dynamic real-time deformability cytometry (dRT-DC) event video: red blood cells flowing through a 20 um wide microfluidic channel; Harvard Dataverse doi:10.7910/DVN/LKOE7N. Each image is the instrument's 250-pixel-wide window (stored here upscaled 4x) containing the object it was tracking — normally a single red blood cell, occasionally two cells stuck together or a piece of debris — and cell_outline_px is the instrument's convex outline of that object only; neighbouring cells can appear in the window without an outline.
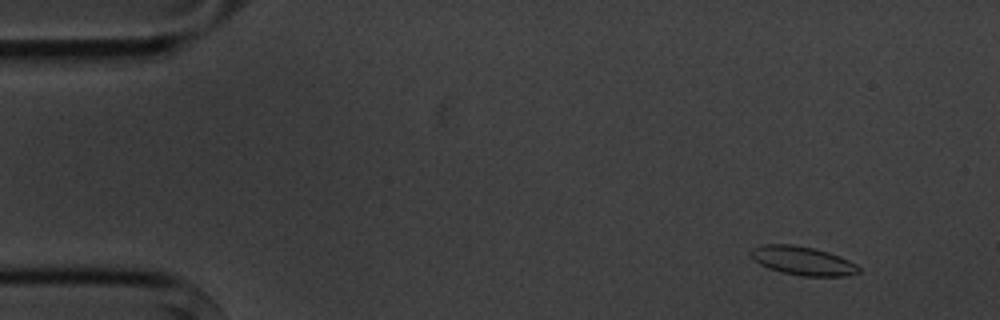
{"species": "common noctule bat (a hibernating species)", "species_latin": "Nyctalus noctula", "temperature_condition": "cold", "stored_images_in_passage": 4, "camera_frame_rate_fps": 3000, "um_per_image_px": 0.085, "animal": {"sex": "male", "body_mass_g": 20.1, "forearm_length_mm": 53.5}, "frame": {"image": 1, "passage_image": 1, "time_ms": 0.0, "image_size_px": [1000, 320], "cell_outline_px": [[860, 272], [844, 276], [804, 276], [784, 272], [768, 268], [752, 260], [748, 252], [752, 248], [764, 244], [792, 244], [812, 248], [828, 252], [840, 256], [856, 264], [860, 268]], "centroid_in_image_um": [68.19, 22.15], "position_along_channel_um": 16.8, "area_um2": 18.03}}
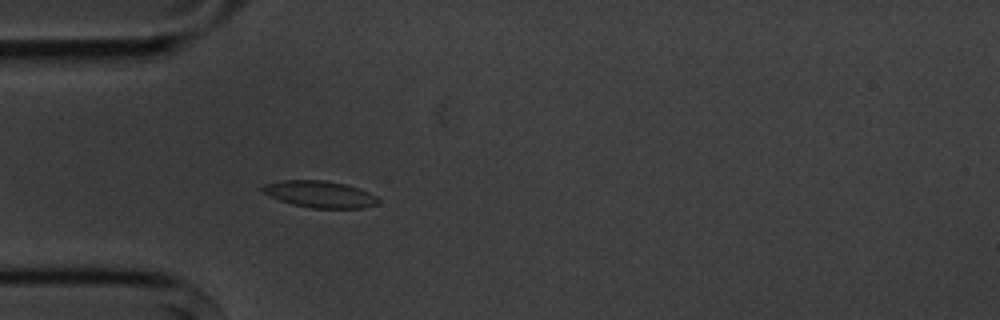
{"frame": {"image": 2, "passage_image": 4, "time_ms": 3.667, "image_size_px": [1000, 320], "cell_outline_px": [[380, 200], [376, 204], [364, 208], [312, 208], [292, 204], [280, 200], [264, 192], [260, 188], [264, 184], [284, 180], [324, 180], [344, 184], [368, 192], [376, 196]], "centroid_in_image_um": [27.19, 16.51], "position_along_channel_um": 57.8, "area_um2": 17.74}}